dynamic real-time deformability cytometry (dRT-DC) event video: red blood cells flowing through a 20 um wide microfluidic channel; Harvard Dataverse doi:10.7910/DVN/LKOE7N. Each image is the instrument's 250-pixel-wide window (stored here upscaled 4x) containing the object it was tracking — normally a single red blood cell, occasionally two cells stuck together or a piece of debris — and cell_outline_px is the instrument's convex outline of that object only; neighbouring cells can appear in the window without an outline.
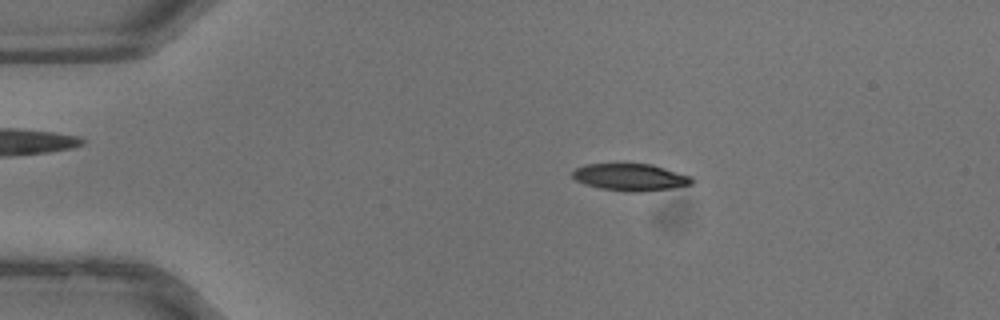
{"species": "common noctule bat (a hibernating species)", "species_latin": "Nyctalus noctula", "temperature_condition": "warm", "stored_images_in_passage": 37, "camera_frame_rate_fps": 3000, "um_per_image_px": 0.085, "animal": {"sex": "male", "body_mass_g": 13.3}, "frame": {"image": 1, "passage_image": 7, "time_ms": 2.0, "image_size_px": [1000, 320], "cell_outline_px": [[696, 180], [692, 184], [672, 188], [640, 192], [632, 192], [600, 188], [584, 184], [576, 180], [572, 176], [572, 172], [576, 168], [584, 164], [652, 164], [692, 176]], "centroid_in_image_um": [53.61, 15.06], "position_along_channel_um": 31.4, "area_um2": 18.9}}
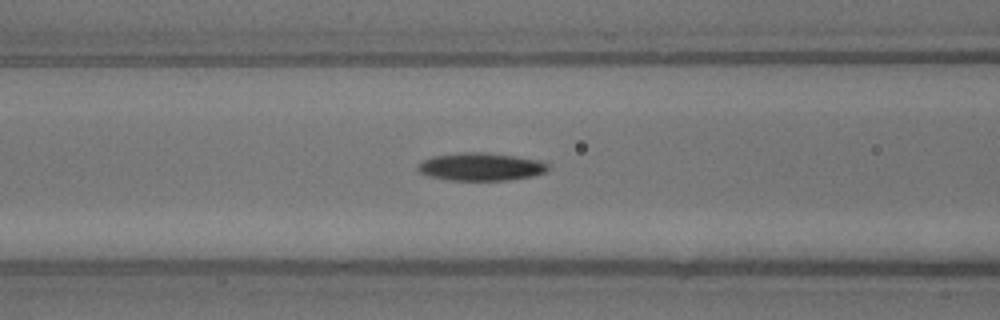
{"frame": {"image": 2, "passage_image": 15, "time_ms": 4.667, "image_size_px": [1000, 320], "cell_outline_px": [[548, 168], [544, 172], [532, 176], [508, 180], [448, 180], [428, 176], [420, 172], [416, 168], [416, 164], [432, 156], [464, 152], [488, 152], [516, 156], [540, 160], [548, 164]], "centroid_in_image_um": [40.84, 14.17], "position_along_channel_um": 125.8, "area_um2": 21.21}}
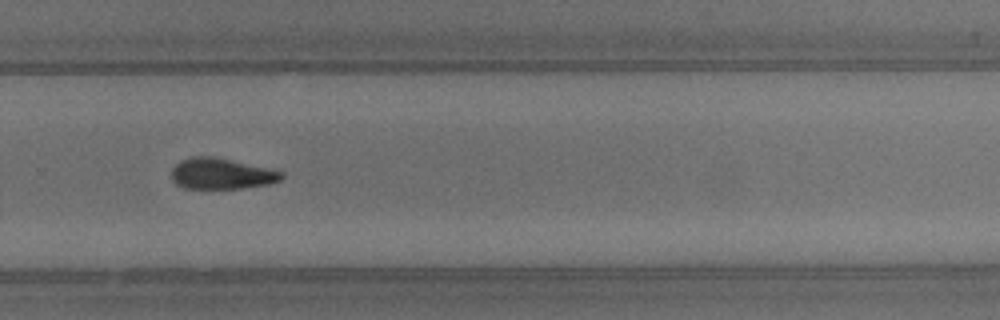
{"frame": {"image": 3, "passage_image": 25, "time_ms": 8.0, "image_size_px": [1000, 320], "cell_outline_px": [[284, 176], [280, 180], [268, 184], [240, 188], [184, 188], [176, 184], [172, 180], [172, 168], [180, 160], [192, 156], [212, 156], [284, 172]], "centroid_in_image_um": [18.78, 14.76], "position_along_channel_um": 311.0, "area_um2": 19.59}}